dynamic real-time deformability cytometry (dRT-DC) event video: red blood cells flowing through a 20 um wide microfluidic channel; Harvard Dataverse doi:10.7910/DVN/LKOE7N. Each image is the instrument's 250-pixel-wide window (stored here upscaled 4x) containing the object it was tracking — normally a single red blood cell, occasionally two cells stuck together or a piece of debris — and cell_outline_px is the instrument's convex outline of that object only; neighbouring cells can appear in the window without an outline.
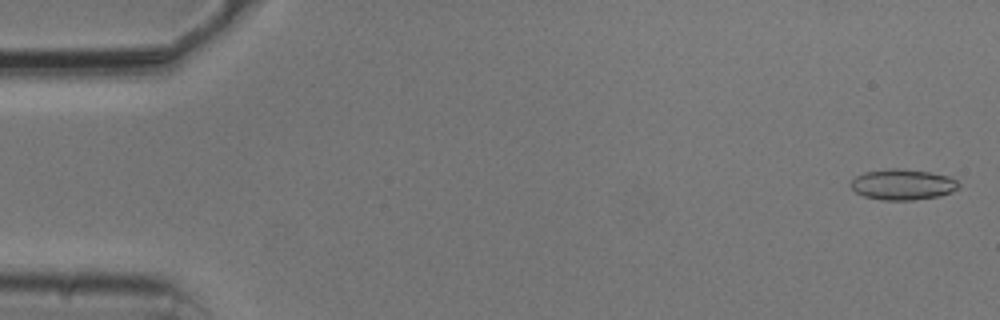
{"species": "common noctule bat (a hibernating species)", "species_latin": "Nyctalus noctula", "temperature_condition": "cold", "stored_images_in_passage": 54, "camera_frame_rate_fps": 3000, "um_per_image_px": 0.085, "animal": {"sex": "male", "body_mass_g": 20.5, "forearm_length_mm": 52.5}, "frame": {"image": 1, "passage_image": 2, "time_ms": 0.333, "image_size_px": [1000, 320], "cell_outline_px": [[960, 188], [952, 192], [940, 196], [912, 200], [880, 200], [864, 196], [856, 192], [848, 184], [856, 176], [864, 172], [892, 168], [896, 168], [928, 172], [948, 176], [956, 180], [960, 184]], "centroid_in_image_um": [76.73, 15.69], "position_along_channel_um": 8.3, "area_um2": 19.36}}
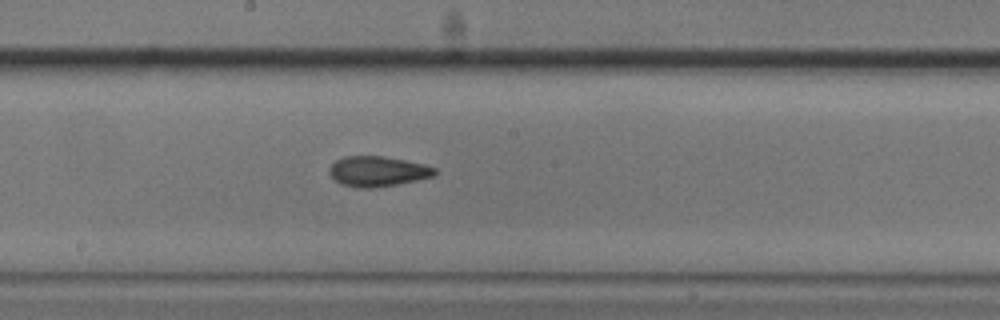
{"frame": {"image": 2, "passage_image": 29, "time_ms": 9.333, "image_size_px": [1000, 320], "cell_outline_px": [[436, 172], [432, 176], [416, 180], [396, 184], [372, 188], [360, 188], [340, 184], [328, 172], [332, 164], [336, 160], [344, 156], [384, 156], [424, 164], [436, 168]], "centroid_in_image_um": [32.08, 14.56], "position_along_channel_um": 216.1, "area_um2": 18.38}}
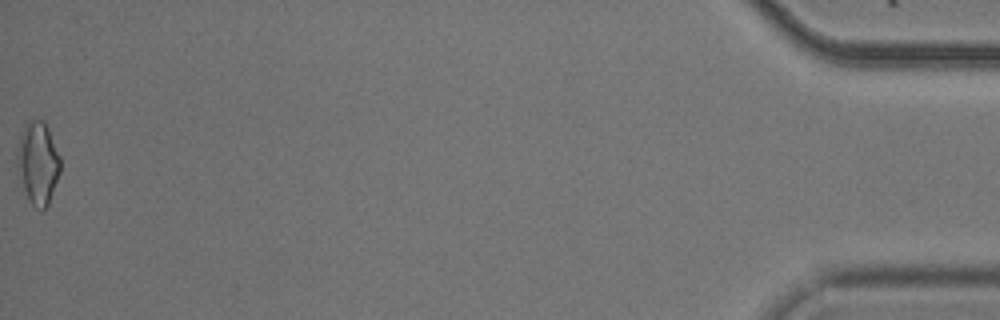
{"frame": {"image": 3, "passage_image": 54, "time_ms": 17.667, "image_size_px": [1000, 320], "cell_outline_px": [[60, 172], [48, 204], [40, 212], [32, 204], [16, 172], [16, 152], [20, 136], [24, 124], [28, 120], [44, 120], [48, 128], [60, 156]], "centroid_in_image_um": [3.2, 13.82], "position_along_channel_um": 432.0, "area_um2": 20.87}, "authors_computed_cell_mechanics": {"area_um2": 18.7272, "velocity_mm_per_s": 3.7893, "shape_relaxation_time_tau1_ms": 6.7896, "shape_relaxation_time_tau2_ms": 5.0731, "deformation_change_tau1": 0.1151, "deformation_change_tau2": 0.1183}}